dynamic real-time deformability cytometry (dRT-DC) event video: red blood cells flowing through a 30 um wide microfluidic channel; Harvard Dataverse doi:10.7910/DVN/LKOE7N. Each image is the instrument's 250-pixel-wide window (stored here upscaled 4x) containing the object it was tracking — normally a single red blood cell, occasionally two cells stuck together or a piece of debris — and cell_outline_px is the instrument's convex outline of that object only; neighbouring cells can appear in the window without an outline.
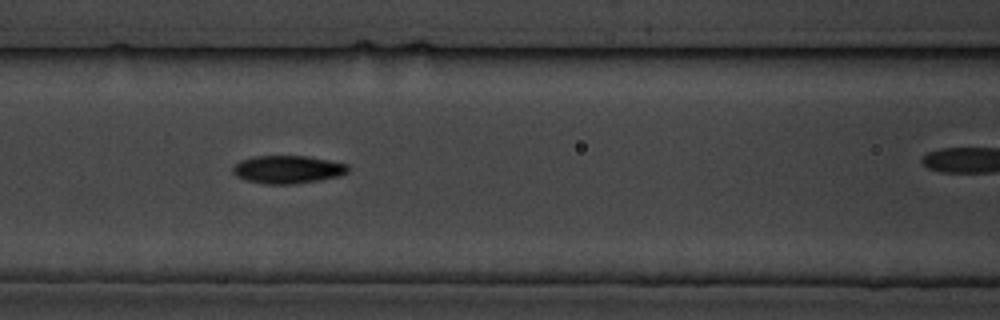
{"species": "common noctule bat (a hibernating species)", "species_latin": "Nyctalus noctula", "temperature_condition": "cold", "stored_images_in_passage": 8, "camera_frame_rate_fps": 3000, "um_per_image_px": 0.085, "animal": {"sex": "male", "body_mass_g": 19.5, "forearm_length_mm": 54.6}, "frame": {"image": 1, "passage_image": 5, "time_ms": 4.667, "image_size_px": [1000, 320], "cell_outline_px": [[348, 172], [340, 176], [320, 180], [296, 184], [264, 184], [248, 180], [236, 176], [232, 172], [232, 168], [240, 160], [256, 156], [308, 156], [348, 164]], "centroid_in_image_um": [24.47, 14.41], "position_along_channel_um": 142.1, "area_um2": 18.79}}
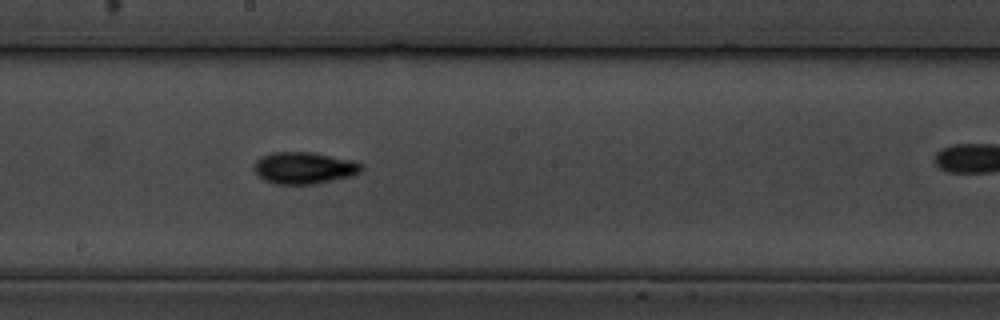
{"frame": {"image": 2, "passage_image": 7, "time_ms": 7.0, "image_size_px": [1000, 320], "cell_outline_px": [[360, 172], [352, 176], [316, 184], [276, 184], [264, 180], [256, 172], [256, 160], [260, 156], [272, 152], [312, 152], [348, 160], [360, 164]], "centroid_in_image_um": [25.81, 14.28], "position_along_channel_um": 222.4, "area_um2": 19.54}}